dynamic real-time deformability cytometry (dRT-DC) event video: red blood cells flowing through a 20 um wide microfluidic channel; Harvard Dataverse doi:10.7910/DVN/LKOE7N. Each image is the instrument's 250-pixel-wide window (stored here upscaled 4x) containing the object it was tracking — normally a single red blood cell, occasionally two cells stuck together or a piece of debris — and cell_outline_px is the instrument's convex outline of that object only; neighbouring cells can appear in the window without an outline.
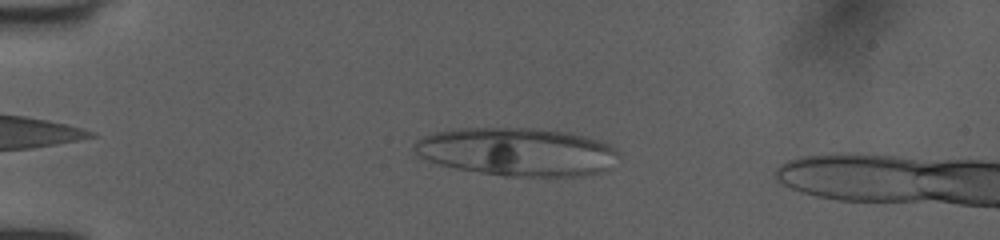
{"species": "human", "species_latin": "Homo sapiens", "temperature_condition": "room temperature", "stored_images_in_passage": 30, "camera_frame_rate_fps": 3000, "um_per_image_px": 0.085, "donor": {"sex": "female"}, "frame": {"image": 1, "passage_image": 3, "time_ms": 0.667, "image_size_px": [1000, 240], "cell_outline_px": [[620, 156], [608, 168], [600, 172], [576, 176], [504, 176], [456, 168], [440, 164], [420, 156], [412, 148], [416, 140], [424, 136], [436, 132], [460, 128], [540, 128], [568, 132], [604, 140], [616, 148], [620, 152]], "centroid_in_image_um": [44.02, 12.89], "position_along_channel_um": 41.0, "area_um2": 57.57}}
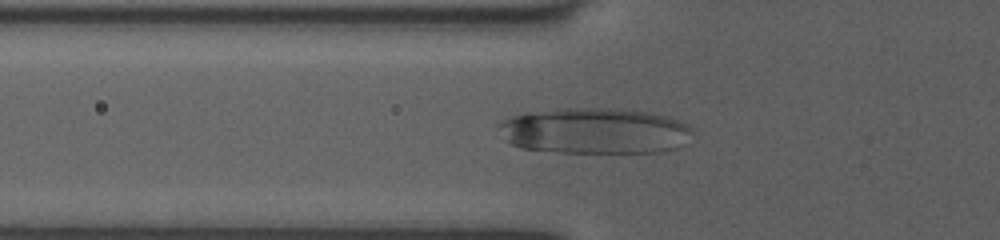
{"frame": {"image": 2, "passage_image": 8, "time_ms": 2.333, "image_size_px": [1000, 240], "cell_outline_px": [[692, 132], [676, 148], [660, 152], [560, 152], [524, 148], [512, 144], [504, 140], [496, 124], [500, 120], [508, 116], [524, 112], [560, 108], [620, 108], [652, 112], [668, 116], [688, 124], [692, 128]], "centroid_in_image_um": [50.48, 11.09], "position_along_channel_um": 75.3, "area_um2": 52.31}}
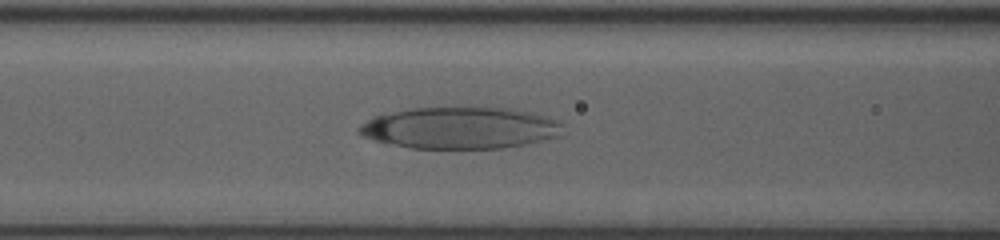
{"frame": {"image": 3, "passage_image": 12, "time_ms": 3.667, "image_size_px": [1000, 240], "cell_outline_px": [[560, 136], [528, 144], [500, 148], [408, 148], [376, 140], [364, 136], [356, 132], [356, 128], [372, 116], [412, 108], [508, 108], [528, 112], [544, 116], [556, 120], [560, 124]], "centroid_in_image_um": [39.06, 10.88], "position_along_channel_um": 127.5, "area_um2": 49.07}, "authors_computed_cell_mechanics": {"area_um2": 30.056, "velocity_mm_per_s": 3.9826, "shape_relaxation_time_tau1_ms": null, "shape_relaxation_time_tau2_ms": 2.068, "deformation_change_tau1": null, "deformation_change_tau2": 0.0599}}